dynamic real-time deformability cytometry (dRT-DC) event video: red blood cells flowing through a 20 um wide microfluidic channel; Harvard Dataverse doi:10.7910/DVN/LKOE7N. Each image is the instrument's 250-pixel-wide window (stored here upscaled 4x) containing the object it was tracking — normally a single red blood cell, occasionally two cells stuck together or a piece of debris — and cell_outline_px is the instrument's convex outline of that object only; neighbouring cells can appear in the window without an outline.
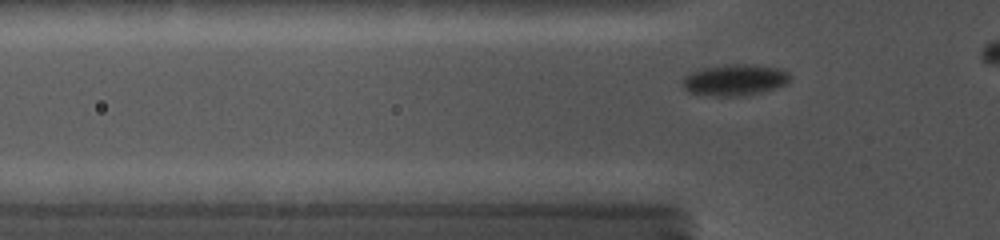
{"species": "common noctule bat (a hibernating species)", "species_latin": "Nyctalus noctula", "temperature_condition": "cold", "stored_images_in_passage": 52, "camera_frame_rate_fps": 5000, "um_per_image_px": 0.085, "animal": {"sex": "female", "body_mass_g": 19.0, "forearm_length_mm": 56.7}, "frame": {"image": 1, "passage_image": 11, "time_ms": 2.2, "image_size_px": [1000, 240], "cell_outline_px": [[792, 80], [788, 84], [776, 88], [760, 92], [740, 96], [708, 96], [688, 92], [684, 88], [684, 76], [700, 68], [724, 64], [756, 64], [780, 68], [788, 72], [792, 76]], "centroid_in_image_um": [62.51, 6.78], "position_along_channel_um": 63.3, "area_um2": 20.0}}
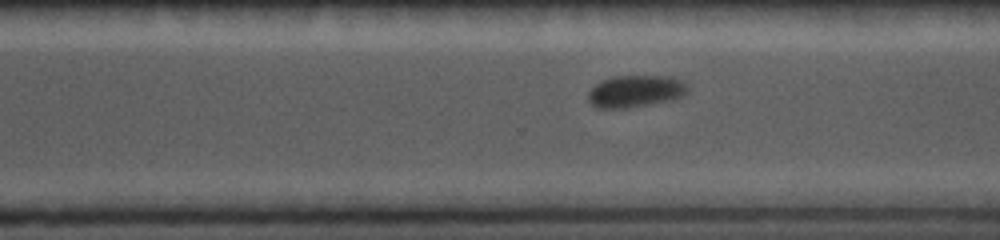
{"frame": {"image": 2, "passage_image": 41, "time_ms": 8.8, "image_size_px": [1000, 240], "cell_outline_px": [[688, 92], [684, 96], [672, 100], [624, 108], [596, 108], [588, 100], [588, 92], [600, 80], [612, 76], [672, 76], [688, 84]], "centroid_in_image_um": [54.03, 7.74], "position_along_channel_um": 316.6, "area_um2": 18.73}}
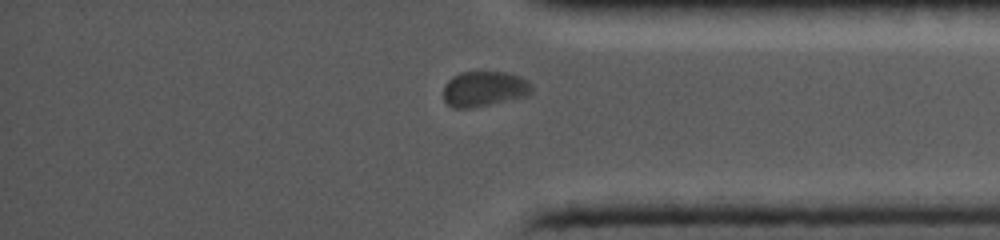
{"frame": {"image": 3, "passage_image": 51, "time_ms": 10.8, "image_size_px": [1000, 240], "cell_outline_px": [[532, 92], [528, 96], [472, 108], [452, 108], [444, 100], [444, 84], [452, 76], [460, 72], [504, 72], [520, 76], [528, 80], [532, 84]], "centroid_in_image_um": [41.17, 7.55], "position_along_channel_um": 394.0, "area_um2": 18.38}}